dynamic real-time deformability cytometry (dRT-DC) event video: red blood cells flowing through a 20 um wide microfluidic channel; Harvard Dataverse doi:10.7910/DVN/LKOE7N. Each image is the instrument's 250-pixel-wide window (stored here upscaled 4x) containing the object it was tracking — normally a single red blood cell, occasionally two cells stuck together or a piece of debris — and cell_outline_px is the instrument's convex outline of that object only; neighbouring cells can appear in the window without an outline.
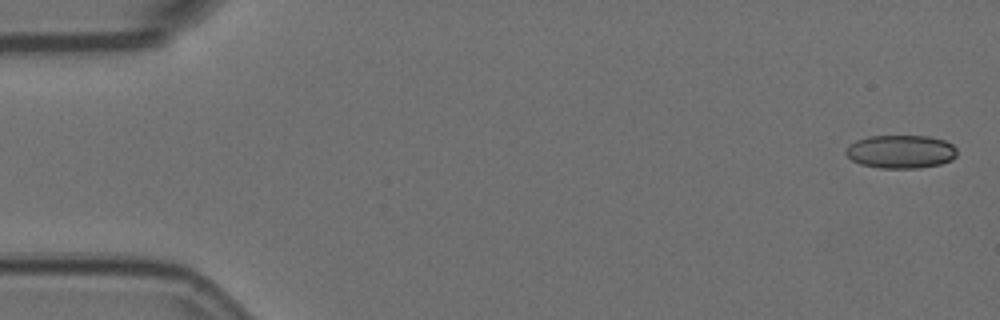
{"species": "Egyptian fruit bat (a non-hibernating species)", "species_latin": "Rousettus aegyptiacus", "temperature_condition": "room temperature", "stored_images_in_passage": 4, "camera_frame_rate_fps": 3000, "um_per_image_px": 0.085, "animal": {"sex": "female"}, "frame": {"image": 1, "passage_image": 1, "time_ms": 0.0, "image_size_px": [1000, 320], "cell_outline_px": [[956, 156], [952, 160], [940, 164], [916, 168], [880, 168], [860, 164], [852, 160], [844, 152], [848, 144], [856, 140], [868, 136], [928, 136], [944, 140], [952, 144], [956, 148]], "centroid_in_image_um": [76.55, 12.88], "position_along_channel_um": 8.5, "area_um2": 21.68}}
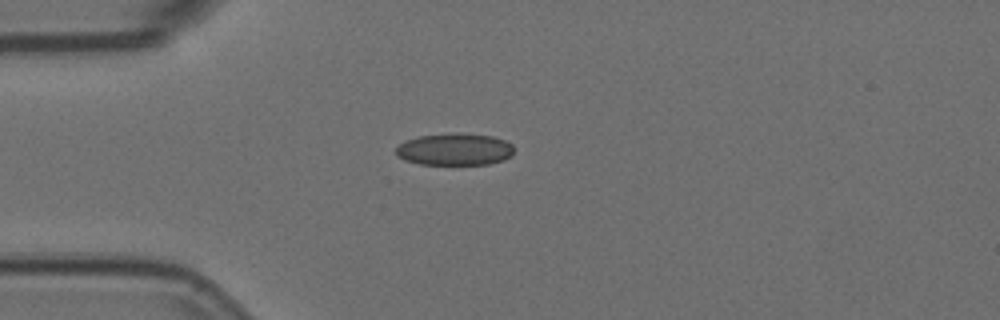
{"frame": {"image": 2, "passage_image": 4, "time_ms": 1.0, "image_size_px": [1000, 320], "cell_outline_px": [[512, 156], [504, 160], [488, 164], [420, 164], [404, 160], [396, 156], [396, 148], [400, 144], [408, 140], [420, 136], [492, 136], [504, 140], [512, 144]], "centroid_in_image_um": [38.65, 12.75], "position_along_channel_um": 46.4, "area_um2": 20.98}}